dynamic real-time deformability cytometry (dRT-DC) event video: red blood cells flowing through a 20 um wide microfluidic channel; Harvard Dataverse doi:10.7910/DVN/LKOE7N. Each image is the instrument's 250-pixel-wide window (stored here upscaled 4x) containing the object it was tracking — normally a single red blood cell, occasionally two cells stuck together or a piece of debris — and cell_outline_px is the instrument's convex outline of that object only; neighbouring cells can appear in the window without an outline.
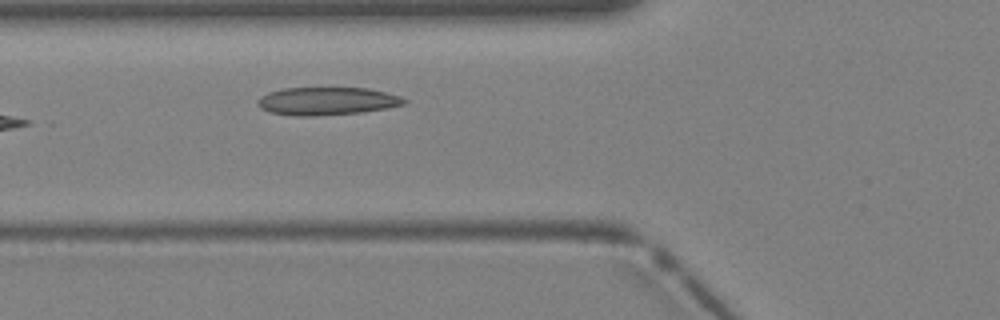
{"species": "Egyptian fruit bat (a non-hibernating species)", "species_latin": "Rousettus aegyptiacus", "temperature_condition": "warm", "stored_images_in_passage": 3, "camera_frame_rate_fps": 3000, "um_per_image_px": 0.085, "animal": {"sex": "female"}, "frame": {"image": 1, "passage_image": 3, "time_ms": 0.667, "image_size_px": [1000, 320], "cell_outline_px": [[408, 100], [404, 104], [388, 108], [360, 112], [312, 116], [296, 116], [268, 112], [260, 108], [256, 104], [256, 100], [260, 96], [268, 92], [284, 88], [368, 88], [400, 96]], "centroid_in_image_um": [27.74, 8.59], "position_along_channel_um": 98.1, "area_um2": 23.87}}